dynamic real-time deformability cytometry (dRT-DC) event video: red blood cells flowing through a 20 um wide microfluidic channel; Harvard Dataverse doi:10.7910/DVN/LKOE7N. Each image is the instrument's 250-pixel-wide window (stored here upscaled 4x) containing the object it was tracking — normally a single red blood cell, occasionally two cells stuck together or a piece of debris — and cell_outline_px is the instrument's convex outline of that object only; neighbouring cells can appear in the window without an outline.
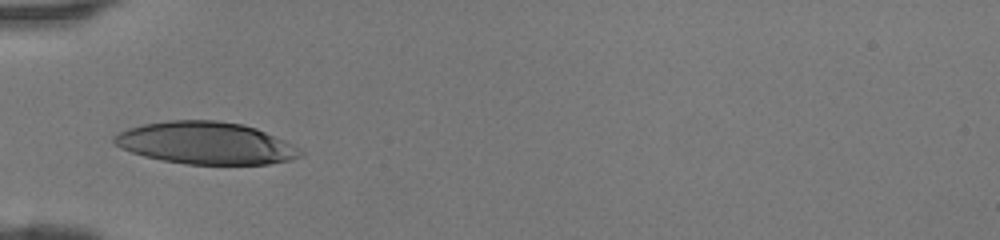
{"species": "human", "species_latin": "Homo sapiens", "temperature_condition": "room temperature", "stored_images_in_passage": 11, "camera_frame_rate_fps": 3000, "um_per_image_px": 0.085, "donor": {"sex": "female"}, "frame": {"image": 1, "passage_image": 1, "time_ms": 0.0, "image_size_px": [1000, 240], "cell_outline_px": [[304, 152], [300, 156], [292, 160], [268, 164], [188, 164], [164, 160], [144, 156], [120, 148], [112, 140], [112, 136], [128, 128], [144, 124], [168, 120], [216, 120], [244, 124], [256, 128], [284, 140], [300, 148]], "centroid_in_image_um": [17.51, 12.16], "position_along_channel_um": 67.5, "area_um2": 45.78}}
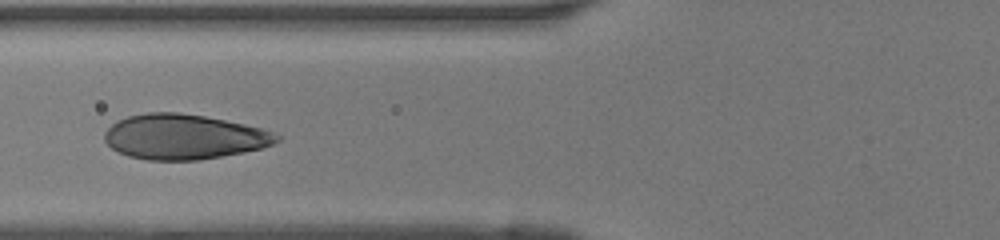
{"frame": {"image": 2, "passage_image": 4, "time_ms": 1.0, "image_size_px": [1000, 240], "cell_outline_px": [[280, 140], [272, 144], [260, 148], [244, 152], [200, 160], [148, 160], [128, 156], [112, 148], [104, 140], [104, 132], [116, 120], [128, 116], [148, 112], [180, 112], [204, 116], [244, 124], [260, 128], [272, 132], [280, 136]], "centroid_in_image_um": [15.6, 11.62], "position_along_channel_um": 110.2, "area_um2": 45.08}}
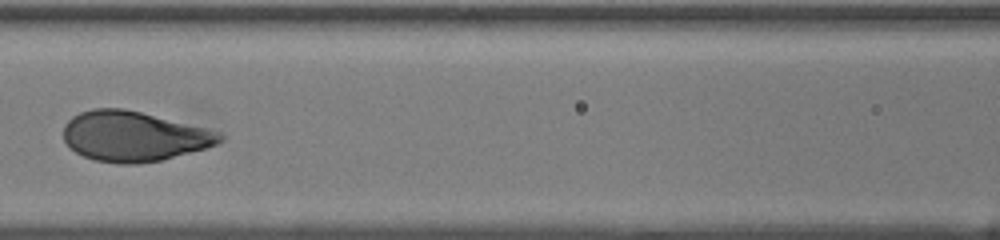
{"frame": {"image": 3, "passage_image": 7, "time_ms": 2.0, "image_size_px": [1000, 240], "cell_outline_px": [[224, 140], [216, 144], [204, 148], [160, 160], [136, 164], [120, 164], [96, 160], [84, 156], [76, 152], [64, 140], [64, 124], [72, 116], [80, 112], [92, 108], [124, 108], [208, 128], [220, 132], [224, 136]], "centroid_in_image_um": [11.37, 11.57], "position_along_channel_um": 155.2, "area_um2": 45.43}}